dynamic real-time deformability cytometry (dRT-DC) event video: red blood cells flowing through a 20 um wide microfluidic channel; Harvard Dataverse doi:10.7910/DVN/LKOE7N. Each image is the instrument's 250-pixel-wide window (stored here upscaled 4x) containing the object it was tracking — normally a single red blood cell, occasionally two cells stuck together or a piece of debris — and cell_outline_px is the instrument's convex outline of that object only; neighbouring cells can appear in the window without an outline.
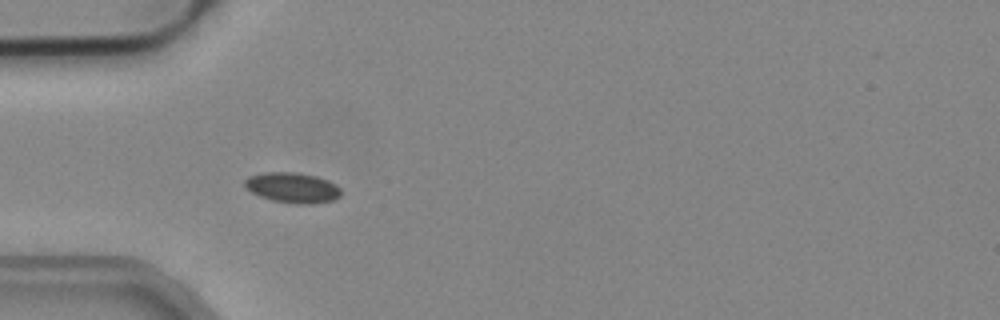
{"species": "common noctule bat (a hibernating species)", "species_latin": "Nyctalus noctula", "temperature_condition": "cold", "stored_images_in_passage": 11, "camera_frame_rate_fps": 3000, "um_per_image_px": 0.085, "animal": {"sex": "male", "body_mass_g": 19.2, "forearm_length_mm": 51.8}, "frame": {"image": 1, "passage_image": 5, "time_ms": 1.333, "image_size_px": [1000, 320], "cell_outline_px": [[340, 196], [332, 200], [308, 204], [296, 204], [272, 200], [260, 196], [252, 192], [244, 184], [244, 180], [248, 176], [264, 172], [296, 172], [316, 176], [328, 180], [336, 184], [340, 188]], "centroid_in_image_um": [24.86, 15.94], "position_along_channel_um": 60.1, "area_um2": 16.94}}
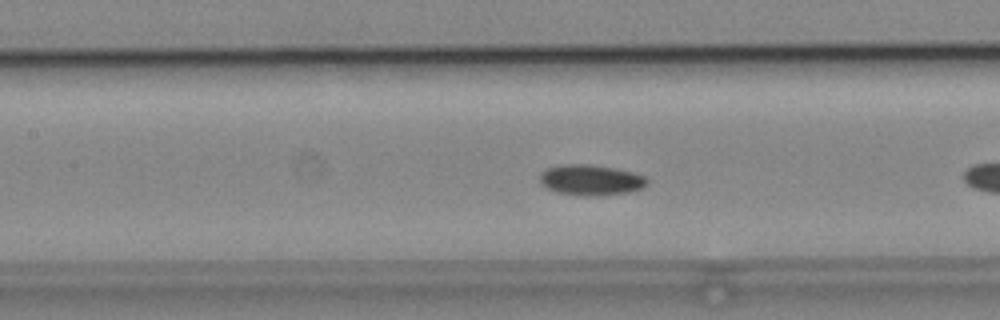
{"frame": {"image": 2, "passage_image": 10, "time_ms": 3.0, "image_size_px": [1000, 320], "cell_outline_px": [[648, 184], [640, 188], [628, 192], [596, 196], [588, 196], [556, 192], [540, 184], [540, 172], [548, 168], [560, 164], [592, 164], [616, 168], [632, 172], [644, 176], [648, 180]], "centroid_in_image_um": [50.2, 15.29], "position_along_channel_um": 157.2, "area_um2": 19.19}}